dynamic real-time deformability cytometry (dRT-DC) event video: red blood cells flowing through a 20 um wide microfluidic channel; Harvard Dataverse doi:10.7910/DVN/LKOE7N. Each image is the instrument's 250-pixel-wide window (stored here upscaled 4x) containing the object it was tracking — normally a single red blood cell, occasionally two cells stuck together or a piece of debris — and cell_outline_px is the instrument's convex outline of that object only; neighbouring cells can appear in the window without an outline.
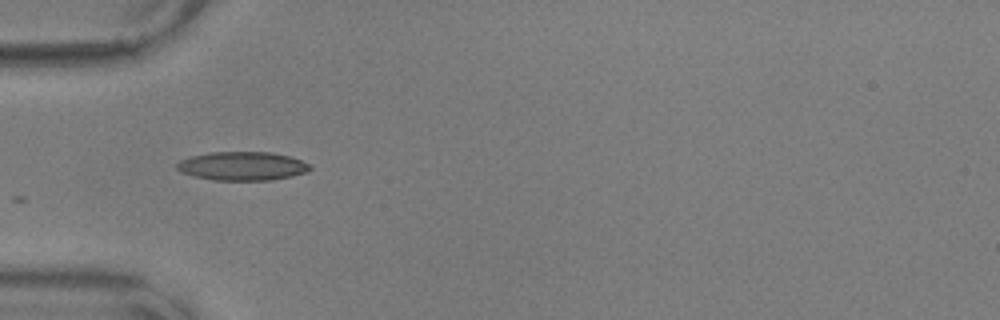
{"species": "common noctule bat (a hibernating species)", "species_latin": "Nyctalus noctula", "temperature_condition": "warm", "stored_images_in_passage": 14, "camera_frame_rate_fps": 3000, "um_per_image_px": 0.085, "animal": {"sex": "male", "body_mass_g": 17.9, "forearm_length_mm": 54.2}, "frame": {"image": 1, "passage_image": 1, "time_ms": 0.0, "image_size_px": [1000, 320], "cell_outline_px": [[312, 168], [308, 172], [292, 176], [272, 180], [212, 180], [180, 172], [176, 168], [176, 164], [180, 160], [192, 156], [208, 152], [272, 152], [288, 156], [300, 160], [308, 164]], "centroid_in_image_um": [20.59, 14.11], "position_along_channel_um": 64.4, "area_um2": 22.25}}
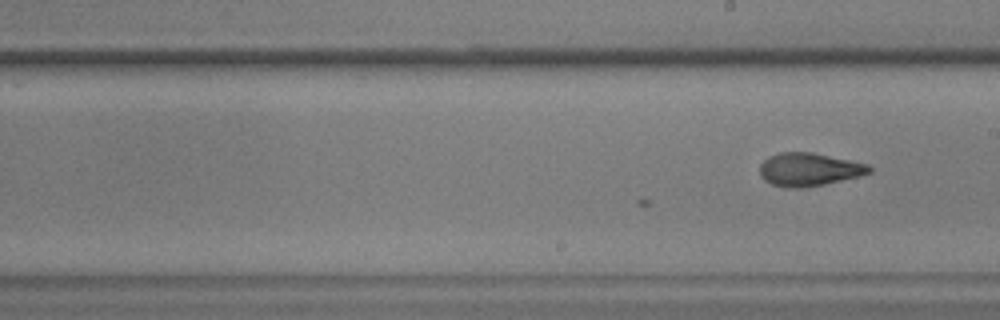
{"frame": {"image": 2, "passage_image": 14, "time_ms": 4.333, "image_size_px": [1000, 320], "cell_outline_px": [[872, 172], [860, 176], [824, 184], [804, 188], [788, 188], [772, 184], [764, 180], [760, 176], [760, 164], [768, 156], [780, 152], [812, 152], [868, 164], [872, 168]], "centroid_in_image_um": [68.75, 14.4], "position_along_channel_um": 220.2, "area_um2": 21.21}}